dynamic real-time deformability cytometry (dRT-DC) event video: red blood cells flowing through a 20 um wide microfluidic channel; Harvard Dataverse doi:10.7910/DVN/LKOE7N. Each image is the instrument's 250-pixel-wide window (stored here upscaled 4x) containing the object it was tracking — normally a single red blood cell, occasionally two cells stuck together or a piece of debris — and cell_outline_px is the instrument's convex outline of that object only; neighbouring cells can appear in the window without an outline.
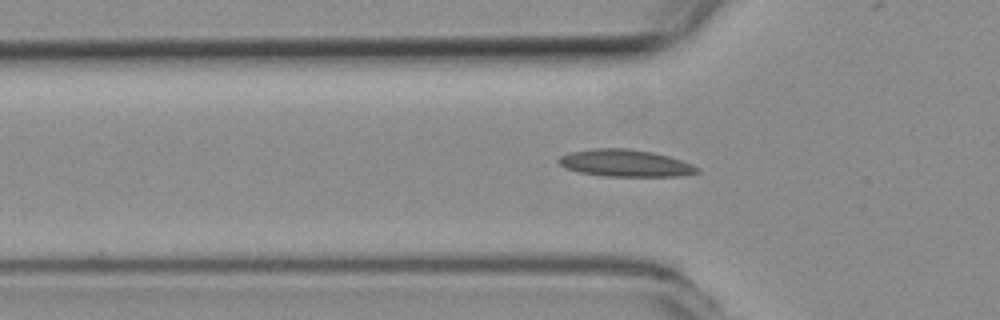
{"species": "common noctule bat (a hibernating species)", "species_latin": "Nyctalus noctula", "temperature_condition": "room temperature", "stored_images_in_passage": 46, "camera_frame_rate_fps": 3000, "um_per_image_px": 0.085, "animal": {"sex": "female", "body_mass_g": 19.3, "forearm_length_mm": 54.1}, "frame": {"image": 1, "passage_image": 15, "time_ms": 4.667, "image_size_px": [1000, 320], "cell_outline_px": [[700, 172], [680, 176], [604, 176], [580, 172], [564, 168], [556, 160], [560, 156], [572, 152], [596, 148], [624, 148], [652, 152], [668, 156], [692, 164], [700, 168]], "centroid_in_image_um": [53.15, 13.87], "position_along_channel_um": 72.7, "area_um2": 21.73}}
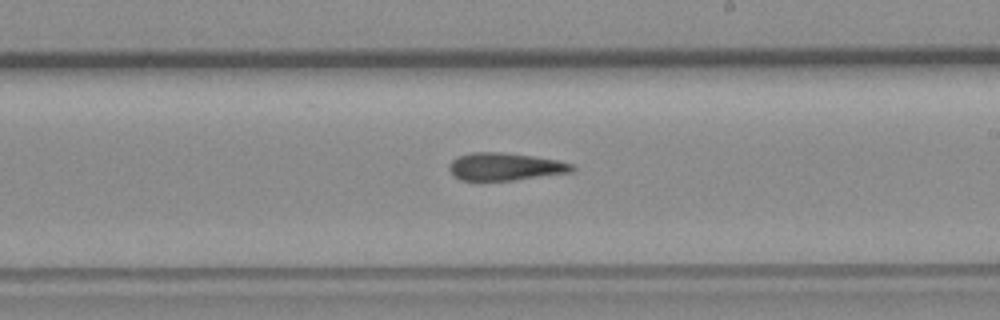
{"frame": {"image": 2, "passage_image": 29, "time_ms": 9.333, "image_size_px": [1000, 320], "cell_outline_px": [[576, 168], [572, 172], [516, 180], [460, 180], [448, 168], [448, 164], [456, 156], [472, 152], [500, 152], [532, 156], [556, 160], [572, 164]], "centroid_in_image_um": [42.92, 14.16], "position_along_channel_um": 246.1, "area_um2": 19.71}}
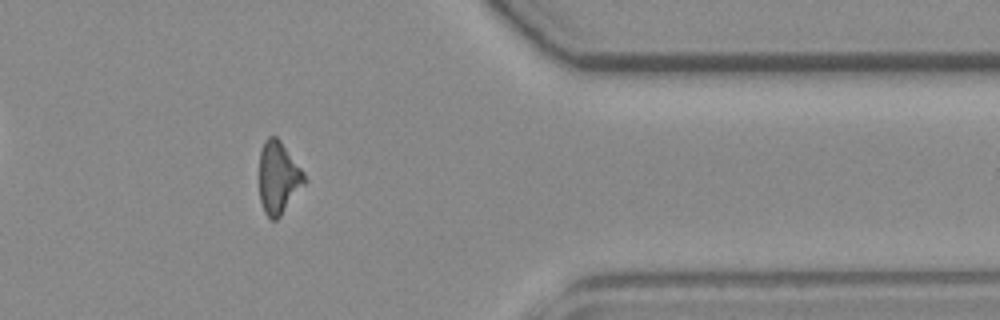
{"frame": {"image": 3, "passage_image": 42, "time_ms": 13.667, "image_size_px": [1000, 320], "cell_outline_px": [[308, 180], [280, 216], [276, 220], [272, 220], [264, 212], [260, 200], [260, 148], [264, 140], [268, 136], [276, 136], [280, 140], [304, 172]], "centroid_in_image_um": [23.67, 15.08], "position_along_channel_um": 387.7, "area_um2": 19.02}}